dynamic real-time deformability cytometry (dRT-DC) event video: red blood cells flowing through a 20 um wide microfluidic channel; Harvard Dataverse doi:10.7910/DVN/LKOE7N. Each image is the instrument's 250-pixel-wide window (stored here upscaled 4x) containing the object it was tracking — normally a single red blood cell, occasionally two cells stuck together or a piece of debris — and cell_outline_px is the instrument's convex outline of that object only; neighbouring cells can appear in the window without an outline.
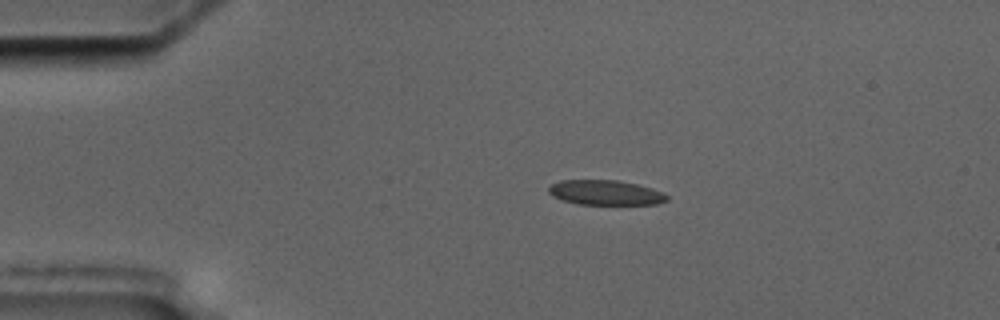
{"species": "common noctule bat (a hibernating species)", "species_latin": "Nyctalus noctula", "temperature_condition": "cold", "stored_images_in_passage": 6, "camera_frame_rate_fps": 3000, "um_per_image_px": 0.085, "animal": {"sex": "male", "body_mass_g": 17.5, "forearm_length_mm": 52.3}, "frame": {"image": 1, "passage_image": 3, "time_ms": 2.333, "image_size_px": [1000, 320], "cell_outline_px": [[668, 200], [656, 204], [580, 204], [564, 200], [552, 196], [548, 192], [548, 188], [552, 184], [560, 180], [616, 180], [636, 184], [652, 188], [664, 192], [668, 196]], "centroid_in_image_um": [51.48, 16.37], "position_along_channel_um": 33.5, "area_um2": 17.05}}
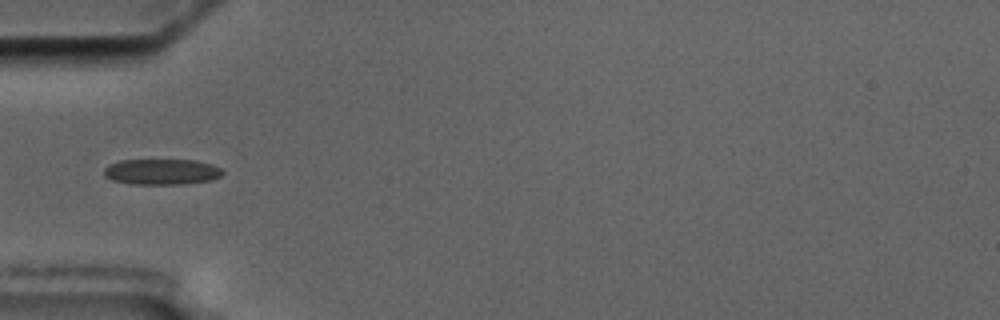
{"frame": {"image": 2, "passage_image": 5, "time_ms": 4.667, "image_size_px": [1000, 320], "cell_outline_px": [[224, 172], [220, 176], [212, 180], [184, 184], [132, 184], [112, 180], [104, 176], [104, 168], [108, 164], [120, 160], [196, 160], [212, 164], [220, 168]], "centroid_in_image_um": [13.73, 14.6], "position_along_channel_um": 71.3, "area_um2": 17.92}}